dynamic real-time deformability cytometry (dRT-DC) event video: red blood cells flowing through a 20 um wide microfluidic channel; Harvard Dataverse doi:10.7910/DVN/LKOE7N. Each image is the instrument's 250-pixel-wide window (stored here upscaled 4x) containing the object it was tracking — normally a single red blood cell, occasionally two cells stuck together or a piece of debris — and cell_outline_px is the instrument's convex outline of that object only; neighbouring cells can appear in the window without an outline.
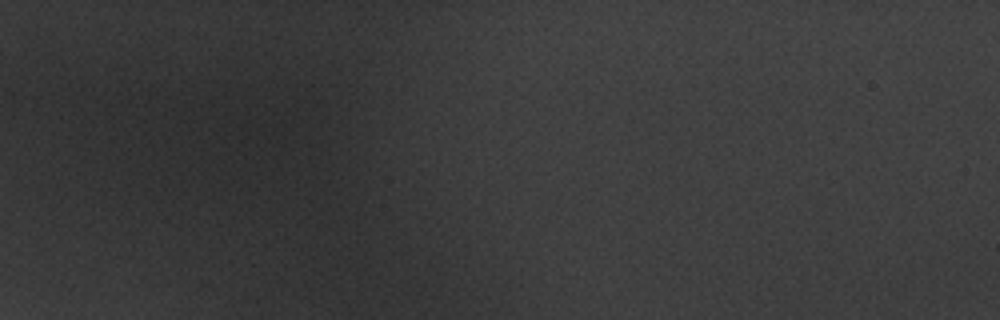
{"species": "common noctule bat (a hibernating species)", "species_latin": "Nyctalus noctula", "temperature_condition": "warm", "stored_images_in_passage": 5, "segment_of_instrument_passage": [1, 2], "camera_frame_rate_fps": 3000, "um_per_image_px": 0.085, "animal": {"sex": "male", "body_mass_g": 20.1, "forearm_length_mm": 53.5}, "frame": {"image": 1, "passage_image": 1, "time_ms": 0.0, "image_size_px": [1000, 320], "cell_outline_px": [[320, 156], [308, 164], [300, 168], [268, 152], [256, 144], [248, 132], [256, 128], [308, 112]], "centroid_in_image_um": [24.56, 11.89], "position_along_channel_um": 60.4, "area_um2": 17.05}}